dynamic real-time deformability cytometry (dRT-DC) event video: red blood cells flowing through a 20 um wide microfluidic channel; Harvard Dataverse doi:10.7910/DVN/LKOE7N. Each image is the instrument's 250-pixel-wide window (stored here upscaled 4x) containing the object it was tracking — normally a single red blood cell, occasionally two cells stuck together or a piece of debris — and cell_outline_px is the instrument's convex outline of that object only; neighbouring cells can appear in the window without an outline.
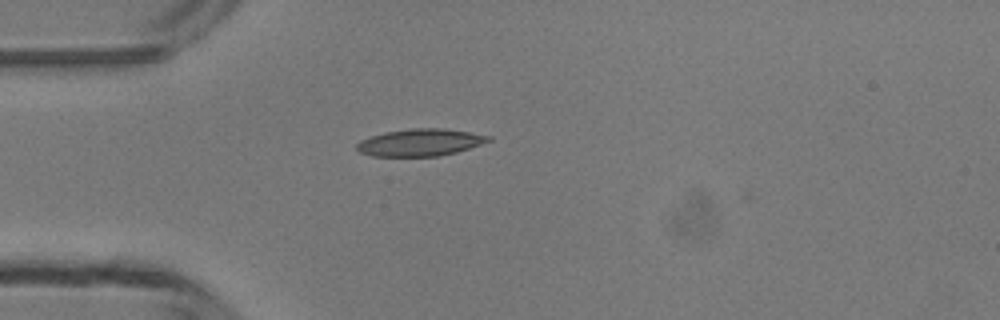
{"species": "common noctule bat (a hibernating species)", "species_latin": "Nyctalus noctula", "temperature_condition": "room temperature", "stored_images_in_passage": 36, "camera_frame_rate_fps": 3000, "um_per_image_px": 0.085, "animal": {"sex": "male", "body_mass_g": 13.3}, "frame": {"image": 1, "passage_image": 1, "time_ms": 0.0, "image_size_px": [1000, 320], "cell_outline_px": [[492, 140], [456, 152], [440, 156], [372, 156], [360, 152], [356, 148], [356, 144], [360, 140], [384, 132], [412, 128], [444, 128], [492, 136]], "centroid_in_image_um": [35.71, 12.1], "position_along_channel_um": 49.3, "area_um2": 20.75}}
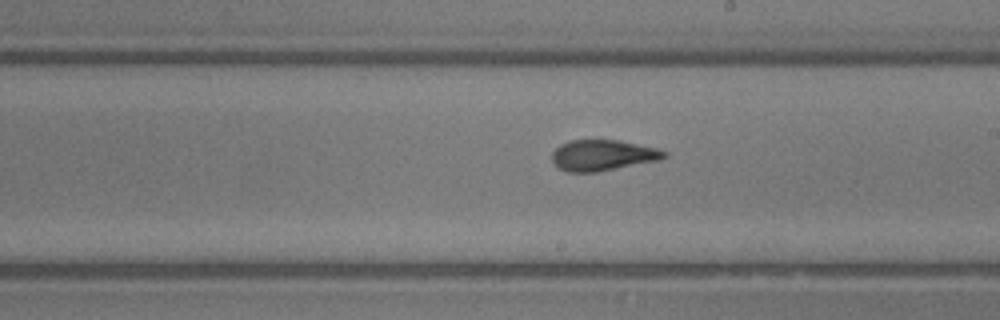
{"frame": {"image": 2, "passage_image": 15, "time_ms": 4.667, "image_size_px": [1000, 320], "cell_outline_px": [[668, 156], [660, 160], [596, 172], [568, 172], [560, 168], [552, 160], [552, 152], [560, 144], [568, 140], [620, 140], [656, 148], [668, 152]], "centroid_in_image_um": [51.25, 13.19], "position_along_channel_um": 237.8, "area_um2": 20.17}}
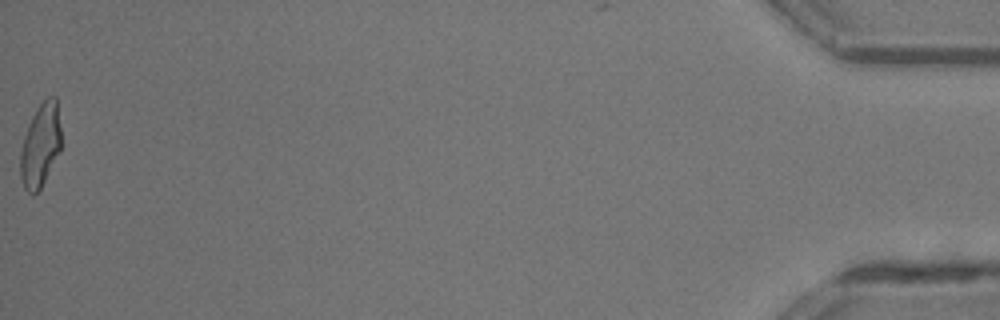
{"frame": {"image": 3, "passage_image": 36, "time_ms": 11.667, "image_size_px": [1000, 320], "cell_outline_px": [[60, 152], [40, 188], [32, 196], [24, 188], [20, 176], [20, 152], [24, 136], [32, 116], [36, 108], [48, 96], [56, 96], [60, 128]], "centroid_in_image_um": [3.42, 12.35], "position_along_channel_um": 431.8, "area_um2": 19.71}, "authors_computed_cell_mechanics": {"area_um2": 20.1144, "velocity_mm_per_s": 4.2826, "shape_relaxation_time_tau1_ms": 3.1909, "shape_relaxation_time_tau2_ms": 1.4017, "deformation_change_tau1": 0.1731, "deformation_change_tau2": 0.0918}}